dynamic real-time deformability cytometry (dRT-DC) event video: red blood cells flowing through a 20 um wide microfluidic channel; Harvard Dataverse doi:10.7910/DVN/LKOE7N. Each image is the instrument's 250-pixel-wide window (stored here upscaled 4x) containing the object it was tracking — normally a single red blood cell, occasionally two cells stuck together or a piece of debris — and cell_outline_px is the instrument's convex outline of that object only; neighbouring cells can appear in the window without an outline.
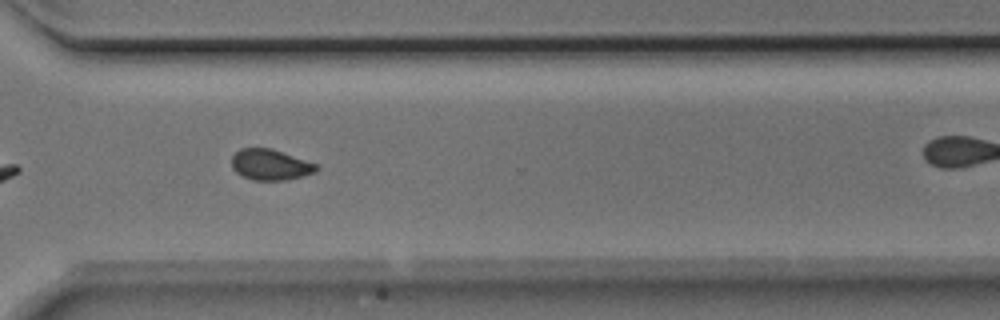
{"species": "Egyptian fruit bat (a non-hibernating species)", "species_latin": "Rousettus aegyptiacus", "temperature_condition": "room temperature", "stored_images_in_passage": 28, "camera_frame_rate_fps": 3000, "um_per_image_px": 0.085, "animal": {"sex": "male"}, "frame": {"image": 1, "passage_image": 24, "time_ms": 7.667, "image_size_px": [1000, 320], "cell_outline_px": [[320, 168], [316, 172], [284, 180], [252, 180], [236, 172], [232, 168], [232, 156], [240, 148], [272, 148], [316, 164]], "centroid_in_image_um": [22.96, 13.99], "position_along_channel_um": 347.6, "area_um2": 15.09}}